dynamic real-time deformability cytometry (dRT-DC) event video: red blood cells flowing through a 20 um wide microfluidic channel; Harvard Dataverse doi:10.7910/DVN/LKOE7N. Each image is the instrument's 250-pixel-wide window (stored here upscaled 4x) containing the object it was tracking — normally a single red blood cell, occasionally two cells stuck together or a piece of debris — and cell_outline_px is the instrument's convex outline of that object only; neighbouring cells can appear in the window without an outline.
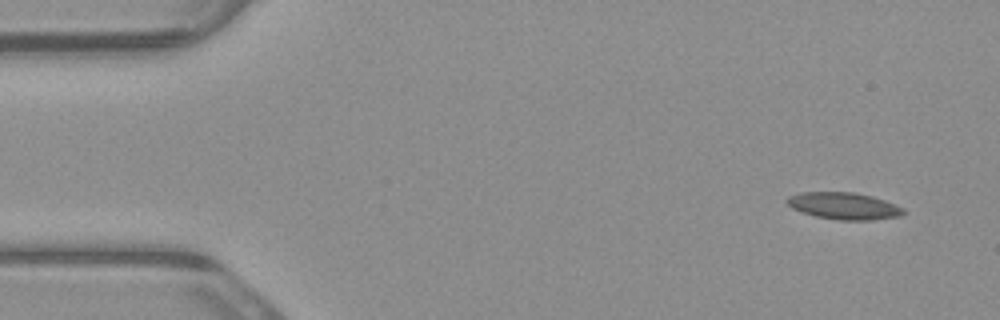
{"species": "common noctule bat (a hibernating species)", "species_latin": "Nyctalus noctula", "temperature_condition": "warm", "stored_images_in_passage": 6, "camera_frame_rate_fps": 3000, "um_per_image_px": 0.085, "animal": {"sex": "male", "body_mass_g": 23.1, "forearm_length_mm": 52.7}, "frame": {"image": 1, "passage_image": 1, "time_ms": 0.0, "image_size_px": [1000, 320], "cell_outline_px": [[904, 212], [900, 216], [872, 220], [840, 220], [816, 216], [792, 208], [784, 200], [788, 196], [800, 192], [852, 192], [872, 196], [884, 200], [904, 208]], "centroid_in_image_um": [71.71, 17.49], "position_along_channel_um": 13.3, "area_um2": 18.15}}
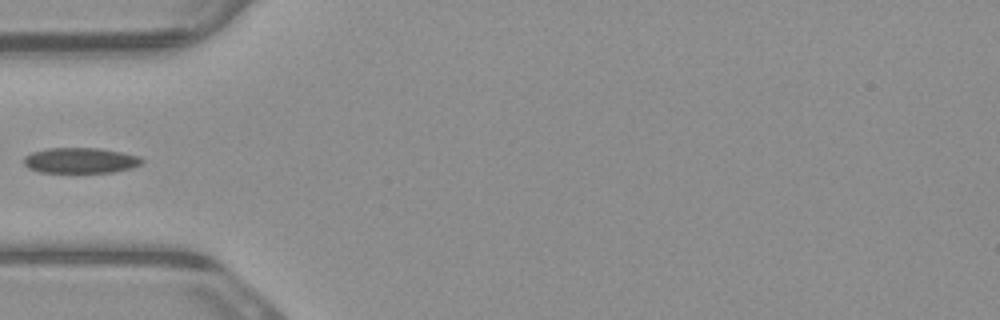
{"frame": {"image": 2, "passage_image": 5, "time_ms": 1.333, "image_size_px": [1000, 320], "cell_outline_px": [[144, 160], [140, 164], [132, 168], [112, 172], [40, 172], [28, 168], [24, 164], [24, 156], [32, 152], [48, 148], [100, 148], [140, 156]], "centroid_in_image_um": [6.83, 13.63], "position_along_channel_um": 78.2, "area_um2": 17.51}}
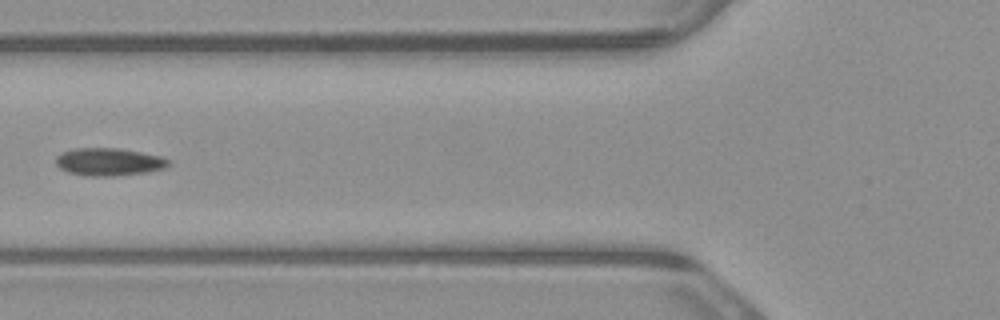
{"frame": {"image": 3, "passage_image": 6, "time_ms": 1.667, "image_size_px": [1000, 320], "cell_outline_px": [[172, 164], [168, 168], [148, 172], [112, 176], [84, 176], [68, 172], [60, 168], [56, 164], [56, 156], [60, 152], [76, 148], [120, 148], [164, 156], [172, 160]], "centroid_in_image_um": [9.33, 13.75], "position_along_channel_um": 116.5, "area_um2": 18.67}}